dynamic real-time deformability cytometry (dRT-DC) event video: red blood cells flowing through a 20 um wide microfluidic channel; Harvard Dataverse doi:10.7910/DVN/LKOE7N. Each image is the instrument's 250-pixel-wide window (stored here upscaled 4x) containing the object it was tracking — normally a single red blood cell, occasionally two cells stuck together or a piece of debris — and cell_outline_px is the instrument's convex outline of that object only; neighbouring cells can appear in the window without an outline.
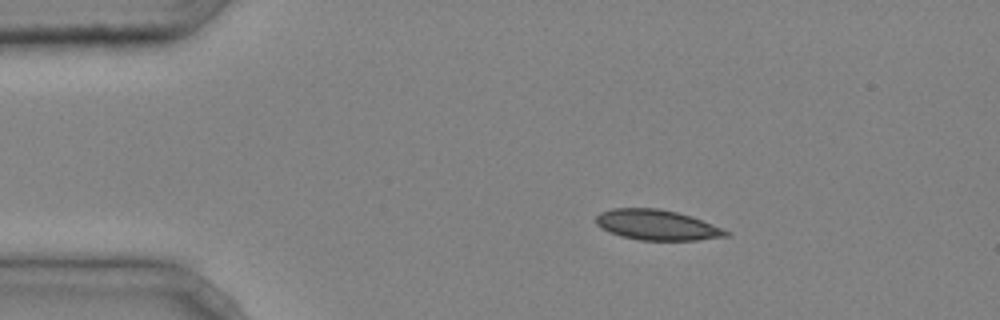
{"species": "common noctule bat (a hibernating species)", "species_latin": "Nyctalus noctula", "temperature_condition": "cold", "stored_images_in_passage": 4, "camera_frame_rate_fps": 3000, "um_per_image_px": 0.085, "animal": {"sex": "male", "body_mass_g": 20.4}, "frame": {"image": 1, "passage_image": 1, "time_ms": 0.0, "image_size_px": [1000, 320], "cell_outline_px": [[732, 232], [728, 236], [696, 240], [640, 240], [620, 236], [608, 232], [600, 228], [596, 224], [596, 216], [600, 212], [612, 208], [660, 208], [692, 216]], "centroid_in_image_um": [55.82, 19.12], "position_along_channel_um": 29.2, "area_um2": 23.12}}
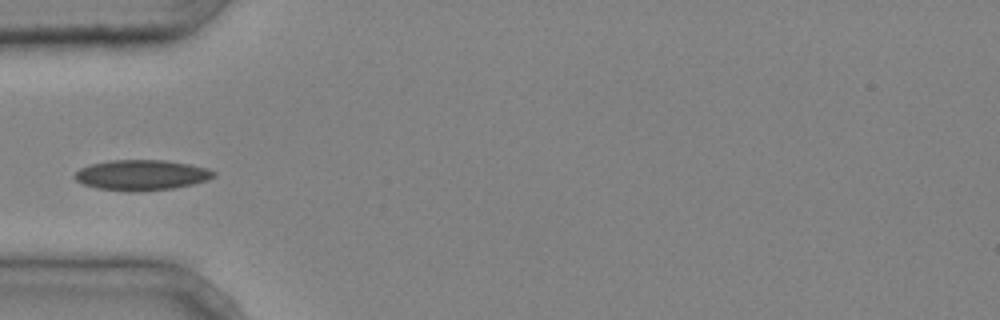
{"frame": {"image": 2, "passage_image": 3, "time_ms": 0.667, "image_size_px": [1000, 320], "cell_outline_px": [[216, 176], [208, 180], [192, 184], [172, 188], [132, 192], [124, 192], [96, 188], [84, 184], [76, 180], [72, 176], [80, 168], [92, 164], [112, 160], [164, 160], [188, 164], [208, 168], [216, 172]], "centroid_in_image_um": [12.03, 14.88], "position_along_channel_um": 73.0, "area_um2": 24.68}}